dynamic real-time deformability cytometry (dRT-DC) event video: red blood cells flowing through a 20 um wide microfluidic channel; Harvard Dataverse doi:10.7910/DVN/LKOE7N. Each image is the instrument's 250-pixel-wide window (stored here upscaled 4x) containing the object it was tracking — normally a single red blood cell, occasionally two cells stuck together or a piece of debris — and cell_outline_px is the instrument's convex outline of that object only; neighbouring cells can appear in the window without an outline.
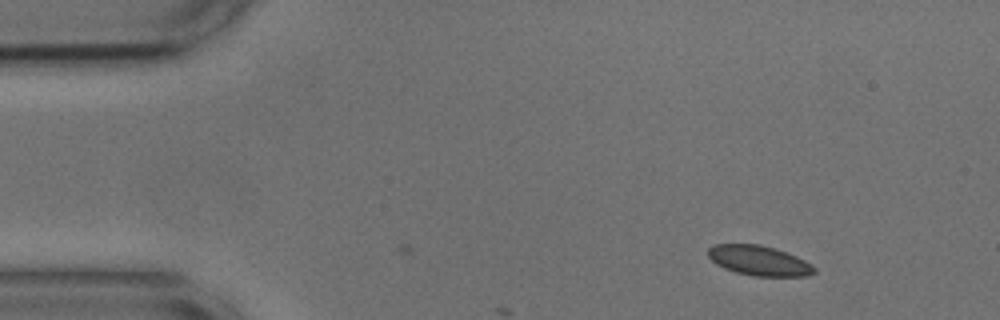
{"species": "common noctule bat (a hibernating species)", "species_latin": "Nyctalus noctula", "temperature_condition": "cold", "stored_images_in_passage": 5, "camera_frame_rate_fps": 3000, "um_per_image_px": 0.085, "animal": {"sex": "male", "body_mass_g": 17.9, "forearm_length_mm": 54.2}, "frame": {"image": 1, "passage_image": 5, "time_ms": 1.333, "image_size_px": [1000, 320], "cell_outline_px": [[816, 272], [808, 276], [752, 276], [736, 272], [724, 268], [716, 264], [708, 256], [708, 248], [712, 244], [760, 244], [776, 248], [796, 256], [812, 264], [816, 268]], "centroid_in_image_um": [64.52, 22.15], "position_along_channel_um": 20.5, "area_um2": 18.67}}